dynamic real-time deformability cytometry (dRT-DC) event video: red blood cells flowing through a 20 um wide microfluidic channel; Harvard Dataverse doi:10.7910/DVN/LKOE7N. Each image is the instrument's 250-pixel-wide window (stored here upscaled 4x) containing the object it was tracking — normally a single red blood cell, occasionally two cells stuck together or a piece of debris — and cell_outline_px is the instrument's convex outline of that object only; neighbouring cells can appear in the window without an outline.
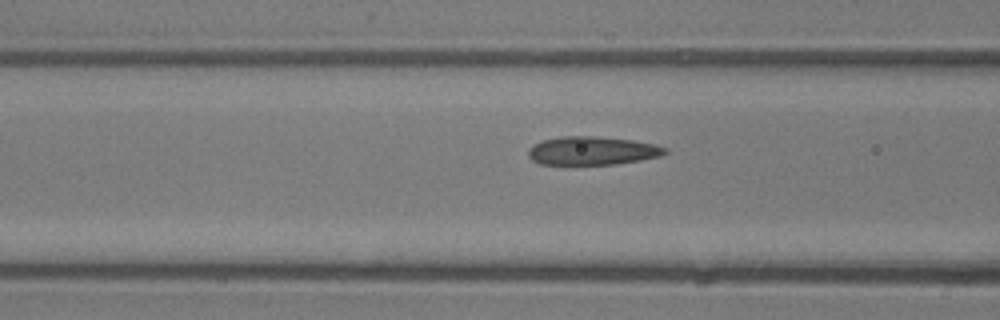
{"species": "common noctule bat (a hibernating species)", "species_latin": "Nyctalus noctula", "temperature_condition": "room temperature", "stored_images_in_passage": 3, "camera_frame_rate_fps": 3000, "um_per_image_px": 0.085, "animal": {"sex": "male", "body_mass_g": 13.3}, "frame": {"image": 1, "passage_image": 3, "time_ms": 2.333, "image_size_px": [1000, 320], "cell_outline_px": [[668, 152], [660, 156], [640, 160], [616, 164], [540, 164], [532, 160], [528, 156], [528, 148], [532, 144], [540, 140], [560, 136], [596, 136], [632, 140], [656, 144], [668, 148]], "centroid_in_image_um": [50.32, 12.8], "position_along_channel_um": 116.3, "area_um2": 22.89}}